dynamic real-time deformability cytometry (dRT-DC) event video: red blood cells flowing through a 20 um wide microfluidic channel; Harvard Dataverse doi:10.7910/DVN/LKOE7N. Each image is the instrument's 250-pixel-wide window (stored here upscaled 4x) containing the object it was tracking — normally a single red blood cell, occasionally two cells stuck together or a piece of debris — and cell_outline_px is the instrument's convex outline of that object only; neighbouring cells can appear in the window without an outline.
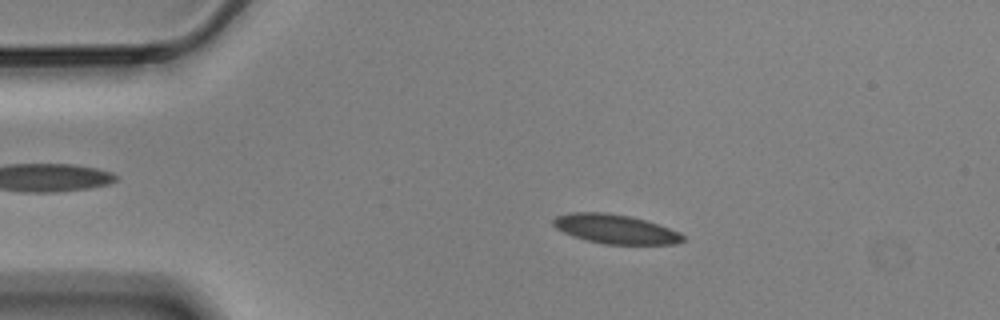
{"species": "Egyptian fruit bat (a non-hibernating species)", "species_latin": "Rousettus aegyptiacus", "temperature_condition": "cold", "stored_images_in_passage": 56, "camera_frame_rate_fps": 3000, "um_per_image_px": 0.085, "animal": {"sex": "male"}, "frame": {"image": 1, "passage_image": 10, "time_ms": 3.0, "image_size_px": [1000, 320], "cell_outline_px": [[684, 240], [676, 244], [604, 244], [572, 236], [556, 228], [552, 224], [552, 220], [556, 216], [572, 212], [604, 212], [628, 216], [644, 220], [680, 232], [684, 236]], "centroid_in_image_um": [52.28, 19.47], "position_along_channel_um": 32.7, "area_um2": 21.85}}
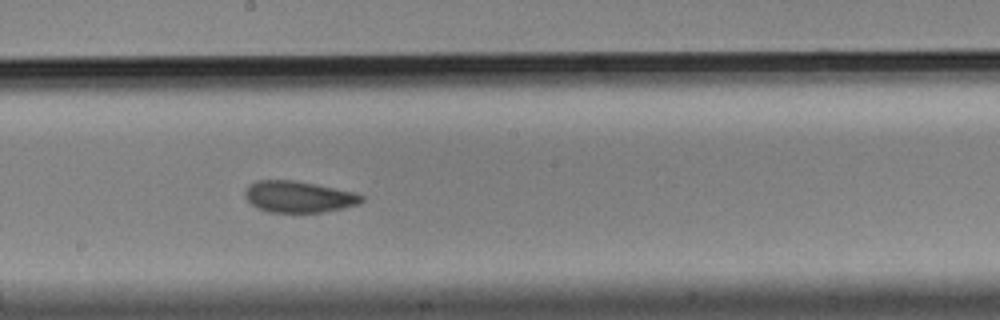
{"frame": {"image": 2, "passage_image": 30, "time_ms": 9.667, "image_size_px": [1000, 320], "cell_outline_px": [[364, 200], [360, 204], [344, 208], [324, 212], [268, 212], [256, 208], [244, 196], [244, 192], [248, 184], [256, 180], [292, 180], [316, 184], [356, 192], [364, 196]], "centroid_in_image_um": [25.39, 16.72], "position_along_channel_um": 222.8, "area_um2": 21.62}}
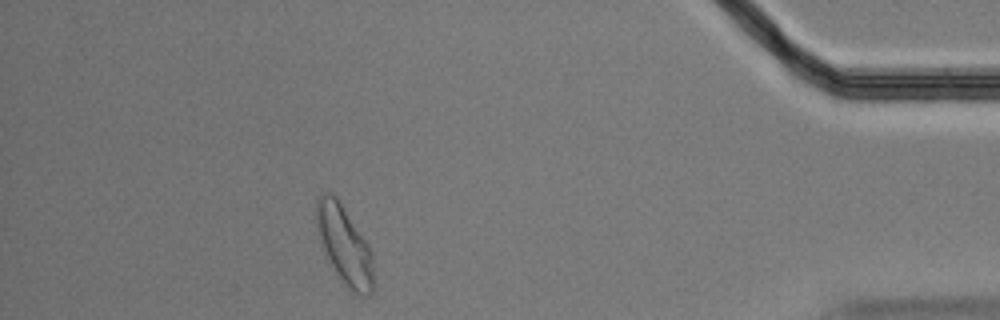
{"frame": {"image": 3, "passage_image": 50, "time_ms": 16.333, "image_size_px": [1000, 320], "cell_outline_px": [[372, 292], [368, 296], [364, 296], [348, 288], [336, 272], [316, 232], [316, 196], [324, 192], [328, 192], [336, 196], [340, 200], [368, 244], [372, 252]], "centroid_in_image_um": [29.25, 20.74], "position_along_channel_um": 405.9, "area_um2": 25.72}, "authors_computed_cell_mechanics": {"area_um2": 22.1952, "velocity_mm_per_s": 3.4897, "shape_relaxation_time_tau1_ms": 10.2069, "shape_relaxation_time_tau2_ms": 2.9749, "deformation_change_tau1": 0.1731, "deformation_change_tau2": 0.0659}}